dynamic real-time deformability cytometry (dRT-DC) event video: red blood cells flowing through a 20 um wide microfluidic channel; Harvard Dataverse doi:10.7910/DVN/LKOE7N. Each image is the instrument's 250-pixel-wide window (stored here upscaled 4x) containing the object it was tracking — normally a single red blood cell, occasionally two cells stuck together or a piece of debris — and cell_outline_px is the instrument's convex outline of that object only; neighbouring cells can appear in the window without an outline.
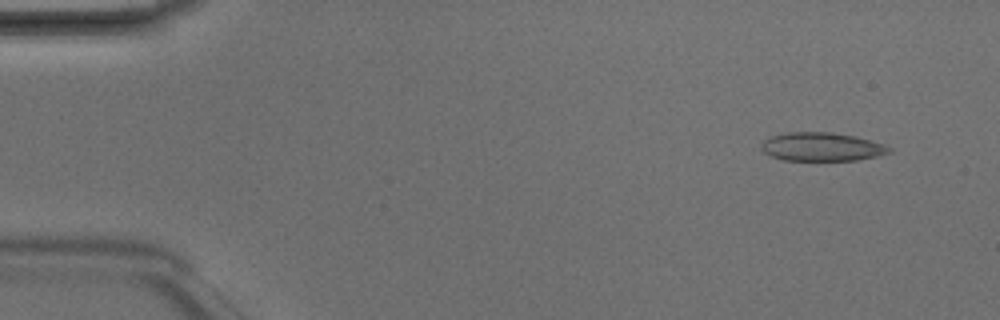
{"species": "Egyptian fruit bat (a non-hibernating species)", "species_latin": "Rousettus aegyptiacus", "temperature_condition": "room temperature", "stored_images_in_passage": 3, "camera_frame_rate_fps": 3000, "um_per_image_px": 0.085, "animal": {"sex": "male"}, "frame": {"image": 1, "passage_image": 1, "time_ms": 0.0, "image_size_px": [1000, 320], "cell_outline_px": [[892, 152], [876, 156], [856, 160], [784, 160], [772, 156], [764, 152], [760, 148], [760, 144], [764, 140], [772, 136], [788, 132], [832, 132], [856, 136], [872, 140], [884, 144], [892, 148]], "centroid_in_image_um": [69.87, 12.47], "position_along_channel_um": 15.1, "area_um2": 21.33}}